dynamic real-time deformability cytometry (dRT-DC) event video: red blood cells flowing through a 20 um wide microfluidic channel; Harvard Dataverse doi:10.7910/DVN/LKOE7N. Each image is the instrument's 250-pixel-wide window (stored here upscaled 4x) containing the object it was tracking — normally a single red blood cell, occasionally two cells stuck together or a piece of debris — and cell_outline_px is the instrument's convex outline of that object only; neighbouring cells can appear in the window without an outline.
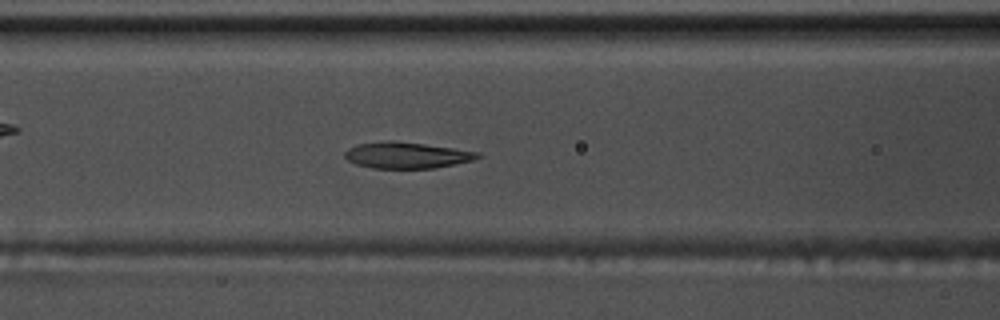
{"species": "common noctule bat (a hibernating species)", "species_latin": "Nyctalus noctula", "temperature_condition": "warm", "stored_images_in_passage": 47, "camera_frame_rate_fps": 3000, "um_per_image_px": 0.085, "animal": {"sex": "male", "body_mass_g": 17.5, "forearm_length_mm": 52.3}, "frame": {"image": 1, "passage_image": 21, "time_ms": 6.667, "image_size_px": [1000, 320], "cell_outline_px": [[484, 156], [472, 160], [436, 168], [372, 168], [356, 164], [348, 160], [344, 156], [344, 152], [348, 148], [356, 144], [388, 140], [392, 140], [424, 144], [480, 152]], "centroid_in_image_um": [34.55, 13.19], "position_along_channel_um": 132.0, "area_um2": 20.35}}
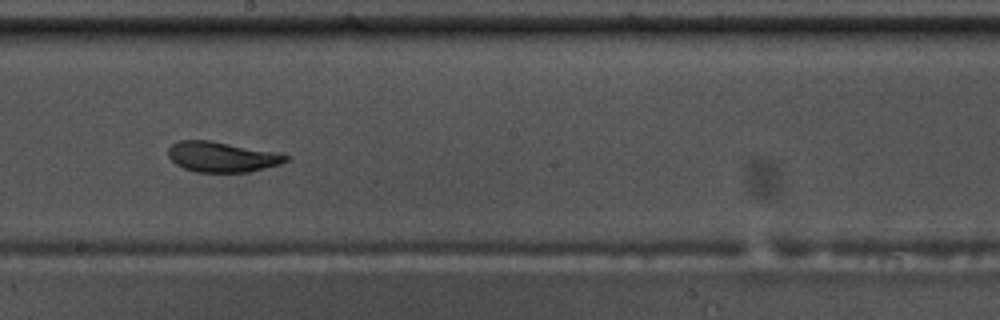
{"frame": {"image": 2, "passage_image": 29, "time_ms": 9.333, "image_size_px": [1000, 320], "cell_outline_px": [[288, 160], [280, 164], [248, 172], [196, 172], [184, 168], [176, 164], [168, 156], [168, 148], [172, 144], [180, 140], [208, 140], [276, 152], [288, 156]], "centroid_in_image_um": [18.83, 13.33], "position_along_channel_um": 229.4, "area_um2": 20.58}}
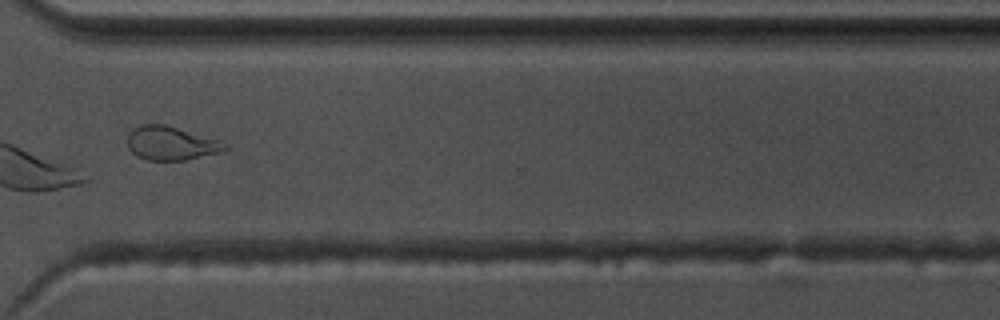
{"frame": {"image": 3, "passage_image": 38, "time_ms": 12.333, "image_size_px": [1000, 320], "cell_outline_px": [[232, 148], [220, 152], [184, 160], [148, 160], [136, 156], [128, 148], [128, 132], [132, 128], [140, 124], [164, 124], [220, 140], [228, 144]], "centroid_in_image_um": [14.54, 12.17], "position_along_channel_um": 356.1, "area_um2": 19.31}}